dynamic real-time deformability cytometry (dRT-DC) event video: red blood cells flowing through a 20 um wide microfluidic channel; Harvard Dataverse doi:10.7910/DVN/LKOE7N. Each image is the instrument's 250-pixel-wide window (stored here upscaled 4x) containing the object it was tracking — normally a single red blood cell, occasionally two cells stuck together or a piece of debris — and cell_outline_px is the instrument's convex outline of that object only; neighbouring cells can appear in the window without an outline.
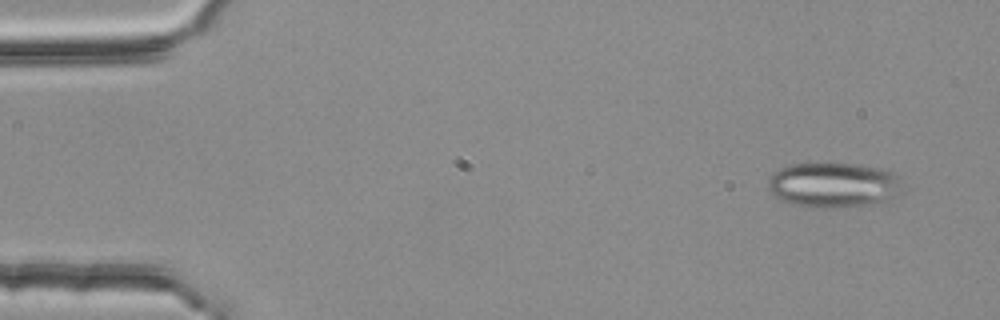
{"species": "common noctule bat (a hibernating species)", "species_latin": "Nyctalus noctula", "temperature_condition": "room temperature", "stored_images_in_passage": 5, "camera_frame_rate_fps": 3000, "um_per_image_px": 0.085, "animal": {"sex": "female", "body_mass_g": 25.1}, "frame": {"image": 1, "passage_image": 1, "time_ms": 0.0, "image_size_px": [1000, 320], "cell_outline_px": [[904, 192], [884, 204], [844, 208], [812, 208], [792, 204], [780, 200], [768, 188], [768, 180], [780, 168], [792, 164], [860, 164], [880, 168], [892, 172], [900, 176], [904, 180]], "centroid_in_image_um": [70.99, 15.76], "position_along_channel_um": 14.0, "area_um2": 36.36}}